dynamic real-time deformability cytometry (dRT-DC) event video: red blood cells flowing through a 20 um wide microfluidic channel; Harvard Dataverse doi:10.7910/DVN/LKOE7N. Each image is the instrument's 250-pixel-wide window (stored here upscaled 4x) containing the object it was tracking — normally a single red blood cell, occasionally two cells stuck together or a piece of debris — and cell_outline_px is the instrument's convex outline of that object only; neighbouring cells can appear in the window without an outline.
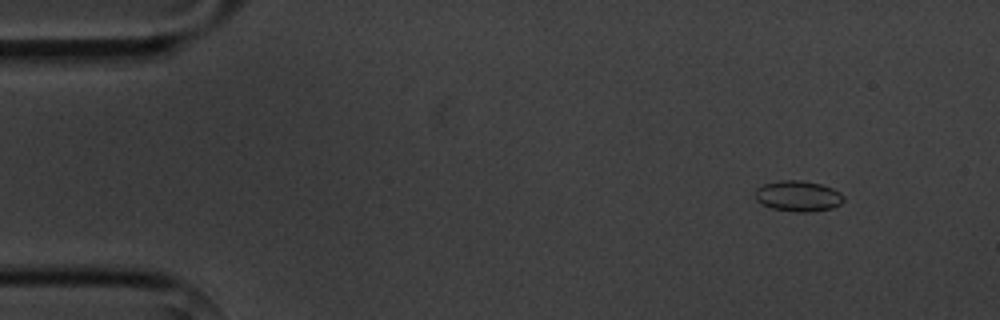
{"species": "common noctule bat (a hibernating species)", "species_latin": "Nyctalus noctula", "temperature_condition": "cold", "stored_images_in_passage": 5, "camera_frame_rate_fps": 3000, "um_per_image_px": 0.085, "animal": {"sex": "male", "body_mass_g": 20.1, "forearm_length_mm": 53.5}, "frame": {"image": 1, "passage_image": 2, "time_ms": 1.333, "image_size_px": [1000, 320], "cell_outline_px": [[844, 200], [840, 204], [832, 208], [808, 212], [792, 212], [772, 208], [756, 200], [756, 188], [764, 184], [780, 180], [804, 180], [820, 184], [832, 188], [840, 192], [844, 196]], "centroid_in_image_um": [67.86, 16.66], "position_along_channel_um": 17.1, "area_um2": 15.84}}
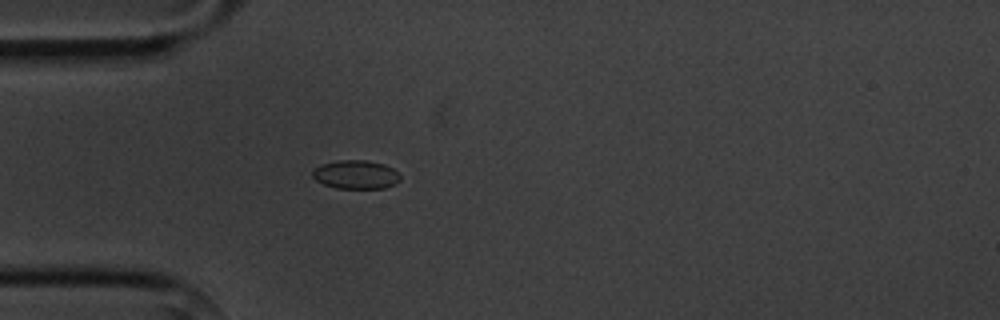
{"frame": {"image": 2, "passage_image": 5, "time_ms": 4.667, "image_size_px": [1000, 320], "cell_outline_px": [[400, 180], [384, 188], [336, 188], [324, 184], [316, 180], [312, 176], [312, 172], [320, 164], [336, 160], [364, 160], [384, 164], [392, 168], [400, 176]], "centroid_in_image_um": [30.21, 14.83], "position_along_channel_um": 54.8, "area_um2": 14.51}}